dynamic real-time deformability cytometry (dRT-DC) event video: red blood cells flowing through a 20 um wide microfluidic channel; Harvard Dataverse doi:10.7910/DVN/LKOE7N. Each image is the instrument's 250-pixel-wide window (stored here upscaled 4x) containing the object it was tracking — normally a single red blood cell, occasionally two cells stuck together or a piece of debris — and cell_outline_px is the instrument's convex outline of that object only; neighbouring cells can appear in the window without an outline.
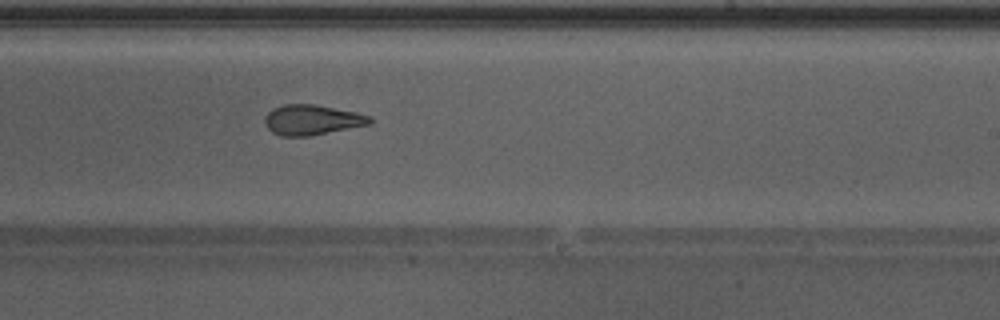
{"species": "Egyptian fruit bat (a non-hibernating species)", "species_latin": "Rousettus aegyptiacus", "temperature_condition": "warm", "stored_images_in_passage": 43, "camera_frame_rate_fps": 3000, "um_per_image_px": 0.085, "animal": {"sex": "male"}, "frame": {"image": 1, "passage_image": 25, "time_ms": 8.0, "image_size_px": [1000, 320], "cell_outline_px": [[372, 124], [308, 136], [280, 136], [272, 132], [264, 124], [264, 116], [272, 108], [284, 104], [316, 104], [356, 112], [368, 116], [372, 120]], "centroid_in_image_um": [26.48, 10.18], "position_along_channel_um": 262.5, "area_um2": 18.55}, "authors_computed_cell_mechanics": {"area_um2": 20.1722, "velocity_mm_per_s": 4.3174, "shape_relaxation_time_tau1_ms": null, "shape_relaxation_time_tau2_ms": 1.9888, "deformation_change_tau1": null, "deformation_change_tau2": 0.1102}}